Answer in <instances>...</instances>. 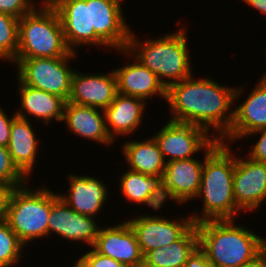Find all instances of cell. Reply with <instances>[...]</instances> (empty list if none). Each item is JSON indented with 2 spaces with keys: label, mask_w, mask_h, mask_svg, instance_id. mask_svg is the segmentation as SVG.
Segmentation results:
<instances>
[{
  "label": "cell",
  "mask_w": 266,
  "mask_h": 267,
  "mask_svg": "<svg viewBox=\"0 0 266 267\" xmlns=\"http://www.w3.org/2000/svg\"><path fill=\"white\" fill-rule=\"evenodd\" d=\"M68 177L70 182L69 194H59V197L75 212L95 217L107 198L108 190L104 185L105 183L88 175L71 174Z\"/></svg>",
  "instance_id": "obj_17"
},
{
  "label": "cell",
  "mask_w": 266,
  "mask_h": 267,
  "mask_svg": "<svg viewBox=\"0 0 266 267\" xmlns=\"http://www.w3.org/2000/svg\"><path fill=\"white\" fill-rule=\"evenodd\" d=\"M153 137L164 160L169 156L166 162L194 158L195 153L207 149L216 140V136L211 138L200 126L171 120Z\"/></svg>",
  "instance_id": "obj_8"
},
{
  "label": "cell",
  "mask_w": 266,
  "mask_h": 267,
  "mask_svg": "<svg viewBox=\"0 0 266 267\" xmlns=\"http://www.w3.org/2000/svg\"><path fill=\"white\" fill-rule=\"evenodd\" d=\"M117 93V80L113 70L108 74L97 75L74 71L67 102L105 110Z\"/></svg>",
  "instance_id": "obj_14"
},
{
  "label": "cell",
  "mask_w": 266,
  "mask_h": 267,
  "mask_svg": "<svg viewBox=\"0 0 266 267\" xmlns=\"http://www.w3.org/2000/svg\"><path fill=\"white\" fill-rule=\"evenodd\" d=\"M35 6L31 0H0V12L18 19L34 11Z\"/></svg>",
  "instance_id": "obj_32"
},
{
  "label": "cell",
  "mask_w": 266,
  "mask_h": 267,
  "mask_svg": "<svg viewBox=\"0 0 266 267\" xmlns=\"http://www.w3.org/2000/svg\"><path fill=\"white\" fill-rule=\"evenodd\" d=\"M233 111L230 131L221 142L228 139V143H231L233 140L245 138L251 132L266 128V80L260 79L247 99Z\"/></svg>",
  "instance_id": "obj_16"
},
{
  "label": "cell",
  "mask_w": 266,
  "mask_h": 267,
  "mask_svg": "<svg viewBox=\"0 0 266 267\" xmlns=\"http://www.w3.org/2000/svg\"><path fill=\"white\" fill-rule=\"evenodd\" d=\"M184 267H214L206 258L205 252L198 246L189 256Z\"/></svg>",
  "instance_id": "obj_36"
},
{
  "label": "cell",
  "mask_w": 266,
  "mask_h": 267,
  "mask_svg": "<svg viewBox=\"0 0 266 267\" xmlns=\"http://www.w3.org/2000/svg\"><path fill=\"white\" fill-rule=\"evenodd\" d=\"M70 52L53 7L41 6L19 19L16 59L63 57Z\"/></svg>",
  "instance_id": "obj_5"
},
{
  "label": "cell",
  "mask_w": 266,
  "mask_h": 267,
  "mask_svg": "<svg viewBox=\"0 0 266 267\" xmlns=\"http://www.w3.org/2000/svg\"><path fill=\"white\" fill-rule=\"evenodd\" d=\"M24 184L11 193L6 222L19 240L27 245L30 240L48 236L51 212V191L46 187L33 190Z\"/></svg>",
  "instance_id": "obj_6"
},
{
  "label": "cell",
  "mask_w": 266,
  "mask_h": 267,
  "mask_svg": "<svg viewBox=\"0 0 266 267\" xmlns=\"http://www.w3.org/2000/svg\"><path fill=\"white\" fill-rule=\"evenodd\" d=\"M240 267H266V251L255 261Z\"/></svg>",
  "instance_id": "obj_38"
},
{
  "label": "cell",
  "mask_w": 266,
  "mask_h": 267,
  "mask_svg": "<svg viewBox=\"0 0 266 267\" xmlns=\"http://www.w3.org/2000/svg\"><path fill=\"white\" fill-rule=\"evenodd\" d=\"M16 117V113H14L12 117L8 118L5 112L0 108V146H8L12 122Z\"/></svg>",
  "instance_id": "obj_34"
},
{
  "label": "cell",
  "mask_w": 266,
  "mask_h": 267,
  "mask_svg": "<svg viewBox=\"0 0 266 267\" xmlns=\"http://www.w3.org/2000/svg\"><path fill=\"white\" fill-rule=\"evenodd\" d=\"M122 152L130 170L147 175H164L166 161L153 136L142 142L133 140L126 142Z\"/></svg>",
  "instance_id": "obj_25"
},
{
  "label": "cell",
  "mask_w": 266,
  "mask_h": 267,
  "mask_svg": "<svg viewBox=\"0 0 266 267\" xmlns=\"http://www.w3.org/2000/svg\"><path fill=\"white\" fill-rule=\"evenodd\" d=\"M227 142L216 139L204 149V165L198 195L203 198L202 215L191 216L194 224L210 220H233L240 209L233 194L236 157ZM206 150V151H205Z\"/></svg>",
  "instance_id": "obj_2"
},
{
  "label": "cell",
  "mask_w": 266,
  "mask_h": 267,
  "mask_svg": "<svg viewBox=\"0 0 266 267\" xmlns=\"http://www.w3.org/2000/svg\"><path fill=\"white\" fill-rule=\"evenodd\" d=\"M233 194L240 210H256L266 199V163L236 158Z\"/></svg>",
  "instance_id": "obj_11"
},
{
  "label": "cell",
  "mask_w": 266,
  "mask_h": 267,
  "mask_svg": "<svg viewBox=\"0 0 266 267\" xmlns=\"http://www.w3.org/2000/svg\"><path fill=\"white\" fill-rule=\"evenodd\" d=\"M127 221L135 232L144 256L153 249L169 246L177 241L194 224L191 216L180 217L177 222L161 216L138 215Z\"/></svg>",
  "instance_id": "obj_10"
},
{
  "label": "cell",
  "mask_w": 266,
  "mask_h": 267,
  "mask_svg": "<svg viewBox=\"0 0 266 267\" xmlns=\"http://www.w3.org/2000/svg\"><path fill=\"white\" fill-rule=\"evenodd\" d=\"M18 83L21 109L15 112L17 117L29 120L28 115L35 116L45 124L53 119L62 121L66 104L62 97L25 85L20 80Z\"/></svg>",
  "instance_id": "obj_21"
},
{
  "label": "cell",
  "mask_w": 266,
  "mask_h": 267,
  "mask_svg": "<svg viewBox=\"0 0 266 267\" xmlns=\"http://www.w3.org/2000/svg\"><path fill=\"white\" fill-rule=\"evenodd\" d=\"M145 105L146 101L142 98L117 93L104 110L106 128L113 141L115 136L129 135L139 127Z\"/></svg>",
  "instance_id": "obj_20"
},
{
  "label": "cell",
  "mask_w": 266,
  "mask_h": 267,
  "mask_svg": "<svg viewBox=\"0 0 266 267\" xmlns=\"http://www.w3.org/2000/svg\"><path fill=\"white\" fill-rule=\"evenodd\" d=\"M75 56L76 52L71 51L63 57L15 59L13 63L17 64V77L23 84L62 97L67 102L74 73L68 63Z\"/></svg>",
  "instance_id": "obj_7"
},
{
  "label": "cell",
  "mask_w": 266,
  "mask_h": 267,
  "mask_svg": "<svg viewBox=\"0 0 266 267\" xmlns=\"http://www.w3.org/2000/svg\"><path fill=\"white\" fill-rule=\"evenodd\" d=\"M242 91L208 77L194 80L191 76L171 84L166 90V101L174 113L170 120L197 125L208 132L212 127L218 133L216 139L221 140L230 131L234 116L231 107Z\"/></svg>",
  "instance_id": "obj_1"
},
{
  "label": "cell",
  "mask_w": 266,
  "mask_h": 267,
  "mask_svg": "<svg viewBox=\"0 0 266 267\" xmlns=\"http://www.w3.org/2000/svg\"><path fill=\"white\" fill-rule=\"evenodd\" d=\"M14 187L0 181V222L6 220L8 204Z\"/></svg>",
  "instance_id": "obj_35"
},
{
  "label": "cell",
  "mask_w": 266,
  "mask_h": 267,
  "mask_svg": "<svg viewBox=\"0 0 266 267\" xmlns=\"http://www.w3.org/2000/svg\"><path fill=\"white\" fill-rule=\"evenodd\" d=\"M69 206L59 197V194L51 191V212L48 222V236L50 233L68 240Z\"/></svg>",
  "instance_id": "obj_29"
},
{
  "label": "cell",
  "mask_w": 266,
  "mask_h": 267,
  "mask_svg": "<svg viewBox=\"0 0 266 267\" xmlns=\"http://www.w3.org/2000/svg\"><path fill=\"white\" fill-rule=\"evenodd\" d=\"M117 80V91L120 94L147 99L160 95L166 100L165 86L157 75L143 66L136 58L134 63L113 70Z\"/></svg>",
  "instance_id": "obj_18"
},
{
  "label": "cell",
  "mask_w": 266,
  "mask_h": 267,
  "mask_svg": "<svg viewBox=\"0 0 266 267\" xmlns=\"http://www.w3.org/2000/svg\"><path fill=\"white\" fill-rule=\"evenodd\" d=\"M93 249L127 267H143L144 255L128 221L100 228Z\"/></svg>",
  "instance_id": "obj_12"
},
{
  "label": "cell",
  "mask_w": 266,
  "mask_h": 267,
  "mask_svg": "<svg viewBox=\"0 0 266 267\" xmlns=\"http://www.w3.org/2000/svg\"><path fill=\"white\" fill-rule=\"evenodd\" d=\"M59 0H44V2L41 1L40 6H48L53 7Z\"/></svg>",
  "instance_id": "obj_39"
},
{
  "label": "cell",
  "mask_w": 266,
  "mask_h": 267,
  "mask_svg": "<svg viewBox=\"0 0 266 267\" xmlns=\"http://www.w3.org/2000/svg\"><path fill=\"white\" fill-rule=\"evenodd\" d=\"M24 246L9 224L0 222V267H12L18 263Z\"/></svg>",
  "instance_id": "obj_28"
},
{
  "label": "cell",
  "mask_w": 266,
  "mask_h": 267,
  "mask_svg": "<svg viewBox=\"0 0 266 267\" xmlns=\"http://www.w3.org/2000/svg\"><path fill=\"white\" fill-rule=\"evenodd\" d=\"M254 9L266 15V0H243Z\"/></svg>",
  "instance_id": "obj_37"
},
{
  "label": "cell",
  "mask_w": 266,
  "mask_h": 267,
  "mask_svg": "<svg viewBox=\"0 0 266 267\" xmlns=\"http://www.w3.org/2000/svg\"><path fill=\"white\" fill-rule=\"evenodd\" d=\"M266 53V52H265ZM261 79L266 80V74L263 75V77Z\"/></svg>",
  "instance_id": "obj_40"
},
{
  "label": "cell",
  "mask_w": 266,
  "mask_h": 267,
  "mask_svg": "<svg viewBox=\"0 0 266 267\" xmlns=\"http://www.w3.org/2000/svg\"><path fill=\"white\" fill-rule=\"evenodd\" d=\"M199 246L196 225L193 224L177 241L169 246L149 251L143 267H184L189 256Z\"/></svg>",
  "instance_id": "obj_24"
},
{
  "label": "cell",
  "mask_w": 266,
  "mask_h": 267,
  "mask_svg": "<svg viewBox=\"0 0 266 267\" xmlns=\"http://www.w3.org/2000/svg\"><path fill=\"white\" fill-rule=\"evenodd\" d=\"M120 180L119 188L128 201L146 204L156 211L166 202L163 176L147 175L128 168Z\"/></svg>",
  "instance_id": "obj_22"
},
{
  "label": "cell",
  "mask_w": 266,
  "mask_h": 267,
  "mask_svg": "<svg viewBox=\"0 0 266 267\" xmlns=\"http://www.w3.org/2000/svg\"><path fill=\"white\" fill-rule=\"evenodd\" d=\"M94 219L69 207L68 240L83 241L93 248L100 229Z\"/></svg>",
  "instance_id": "obj_26"
},
{
  "label": "cell",
  "mask_w": 266,
  "mask_h": 267,
  "mask_svg": "<svg viewBox=\"0 0 266 267\" xmlns=\"http://www.w3.org/2000/svg\"><path fill=\"white\" fill-rule=\"evenodd\" d=\"M196 225L199 247L214 267H240L266 251V239L233 220H210Z\"/></svg>",
  "instance_id": "obj_3"
},
{
  "label": "cell",
  "mask_w": 266,
  "mask_h": 267,
  "mask_svg": "<svg viewBox=\"0 0 266 267\" xmlns=\"http://www.w3.org/2000/svg\"><path fill=\"white\" fill-rule=\"evenodd\" d=\"M62 121L78 136L106 145L114 142L106 128L104 110L66 102Z\"/></svg>",
  "instance_id": "obj_19"
},
{
  "label": "cell",
  "mask_w": 266,
  "mask_h": 267,
  "mask_svg": "<svg viewBox=\"0 0 266 267\" xmlns=\"http://www.w3.org/2000/svg\"><path fill=\"white\" fill-rule=\"evenodd\" d=\"M34 131L30 120L16 117L12 122L7 146L14 164L27 178L36 163L38 140Z\"/></svg>",
  "instance_id": "obj_23"
},
{
  "label": "cell",
  "mask_w": 266,
  "mask_h": 267,
  "mask_svg": "<svg viewBox=\"0 0 266 267\" xmlns=\"http://www.w3.org/2000/svg\"><path fill=\"white\" fill-rule=\"evenodd\" d=\"M74 267H127L113 258L97 253L94 249L86 252L75 261Z\"/></svg>",
  "instance_id": "obj_31"
},
{
  "label": "cell",
  "mask_w": 266,
  "mask_h": 267,
  "mask_svg": "<svg viewBox=\"0 0 266 267\" xmlns=\"http://www.w3.org/2000/svg\"><path fill=\"white\" fill-rule=\"evenodd\" d=\"M122 0H90L91 29L110 47L127 48L130 32L124 19Z\"/></svg>",
  "instance_id": "obj_13"
},
{
  "label": "cell",
  "mask_w": 266,
  "mask_h": 267,
  "mask_svg": "<svg viewBox=\"0 0 266 267\" xmlns=\"http://www.w3.org/2000/svg\"><path fill=\"white\" fill-rule=\"evenodd\" d=\"M19 19L0 12V58L16 59L18 50Z\"/></svg>",
  "instance_id": "obj_27"
},
{
  "label": "cell",
  "mask_w": 266,
  "mask_h": 267,
  "mask_svg": "<svg viewBox=\"0 0 266 267\" xmlns=\"http://www.w3.org/2000/svg\"><path fill=\"white\" fill-rule=\"evenodd\" d=\"M257 133H259L261 136L252 148V151L248 157L253 160L266 163V128L251 132L247 135V137L250 135H256Z\"/></svg>",
  "instance_id": "obj_33"
},
{
  "label": "cell",
  "mask_w": 266,
  "mask_h": 267,
  "mask_svg": "<svg viewBox=\"0 0 266 267\" xmlns=\"http://www.w3.org/2000/svg\"><path fill=\"white\" fill-rule=\"evenodd\" d=\"M204 161L196 158L166 162L163 189L166 201L170 198L178 203L196 198L200 189Z\"/></svg>",
  "instance_id": "obj_15"
},
{
  "label": "cell",
  "mask_w": 266,
  "mask_h": 267,
  "mask_svg": "<svg viewBox=\"0 0 266 267\" xmlns=\"http://www.w3.org/2000/svg\"><path fill=\"white\" fill-rule=\"evenodd\" d=\"M53 8L59 15L65 42L71 51L76 52V45L109 47L91 29L90 0H59Z\"/></svg>",
  "instance_id": "obj_9"
},
{
  "label": "cell",
  "mask_w": 266,
  "mask_h": 267,
  "mask_svg": "<svg viewBox=\"0 0 266 267\" xmlns=\"http://www.w3.org/2000/svg\"><path fill=\"white\" fill-rule=\"evenodd\" d=\"M177 31L154 40L149 39L144 43L138 42V38L130 32L127 48L121 50V53L134 56L133 59L136 58L143 66L155 73L167 88L193 75L186 30L182 28Z\"/></svg>",
  "instance_id": "obj_4"
},
{
  "label": "cell",
  "mask_w": 266,
  "mask_h": 267,
  "mask_svg": "<svg viewBox=\"0 0 266 267\" xmlns=\"http://www.w3.org/2000/svg\"><path fill=\"white\" fill-rule=\"evenodd\" d=\"M26 178L14 164L7 147L0 146V181L16 188L27 183Z\"/></svg>",
  "instance_id": "obj_30"
}]
</instances>
